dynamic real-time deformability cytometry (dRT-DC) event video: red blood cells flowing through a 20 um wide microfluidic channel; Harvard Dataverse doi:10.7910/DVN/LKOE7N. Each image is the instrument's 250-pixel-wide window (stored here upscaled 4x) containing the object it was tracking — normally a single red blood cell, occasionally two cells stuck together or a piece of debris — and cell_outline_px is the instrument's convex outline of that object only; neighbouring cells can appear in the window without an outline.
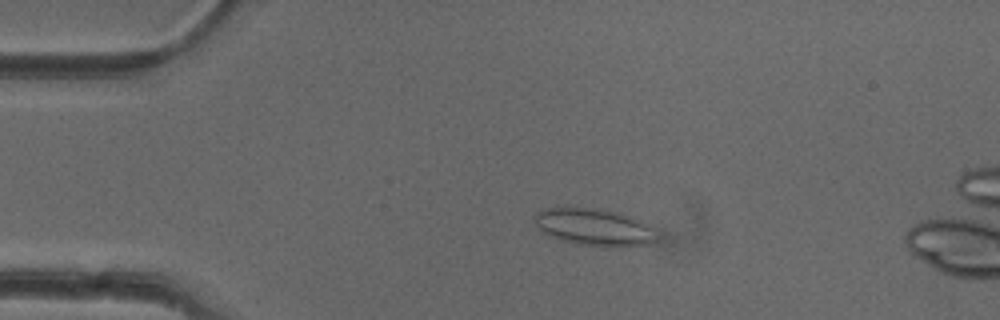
{"species": "common noctule bat (a hibernating species)", "species_latin": "Nyctalus noctula", "temperature_condition": "cold", "stored_images_in_passage": 53, "camera_frame_rate_fps": 3000, "um_per_image_px": 0.085, "animal": {"sex": "female"}, "frame": {"image": 1, "passage_image": 11, "time_ms": 3.333, "image_size_px": [1000, 320], "cell_outline_px": [[656, 240], [648, 244], [608, 248], [580, 244], [560, 240], [544, 232], [532, 220], [536, 212], [548, 208], [568, 204], [596, 208], [616, 212], [628, 216], [652, 228], [656, 236]], "centroid_in_image_um": [50.42, 19.28], "position_along_channel_um": 34.6, "area_um2": 26.7}}
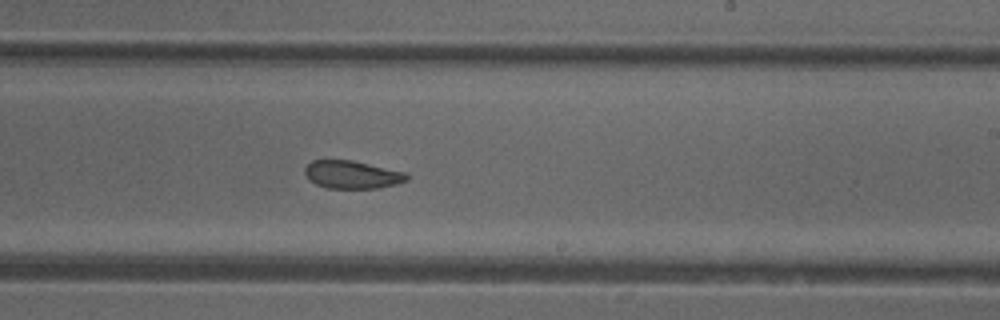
{"frame": {"image": 2, "passage_image": 31, "time_ms": 10.0, "image_size_px": [1000, 320], "cell_outline_px": [[408, 180], [396, 184], [380, 188], [328, 188], [316, 184], [308, 180], [304, 172], [304, 168], [312, 160], [352, 160], [404, 172], [408, 176]], "centroid_in_image_um": [29.89, 14.85], "position_along_channel_um": 259.1, "area_um2": 16.53}}
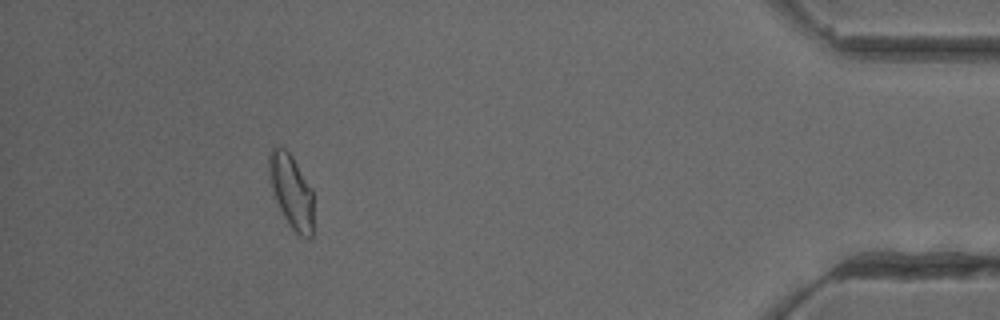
{"frame": {"image": 3, "passage_image": 47, "time_ms": 15.333, "image_size_px": [1000, 320], "cell_outline_px": [[312, 236], [300, 236], [288, 224], [276, 200], [268, 176], [268, 152], [272, 148], [284, 148], [292, 156], [312, 188]], "centroid_in_image_um": [24.74, 16.22], "position_along_channel_um": 410.5, "area_um2": 18.84}}